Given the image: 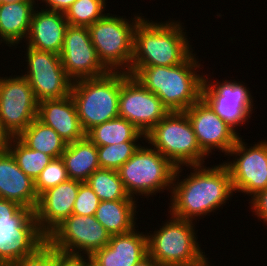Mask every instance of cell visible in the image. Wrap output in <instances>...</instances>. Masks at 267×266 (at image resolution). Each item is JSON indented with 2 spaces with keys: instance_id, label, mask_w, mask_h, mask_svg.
<instances>
[{
  "instance_id": "obj_22",
  "label": "cell",
  "mask_w": 267,
  "mask_h": 266,
  "mask_svg": "<svg viewBox=\"0 0 267 266\" xmlns=\"http://www.w3.org/2000/svg\"><path fill=\"white\" fill-rule=\"evenodd\" d=\"M137 229L125 234L111 235L109 243L92 257L101 266H135L148 255L147 232Z\"/></svg>"
},
{
  "instance_id": "obj_1",
  "label": "cell",
  "mask_w": 267,
  "mask_h": 266,
  "mask_svg": "<svg viewBox=\"0 0 267 266\" xmlns=\"http://www.w3.org/2000/svg\"><path fill=\"white\" fill-rule=\"evenodd\" d=\"M185 167L193 169L186 178L179 180L182 167L176 168L173 178L169 204V214L173 217L194 222L196 218L216 212L233 196L231 175L224 163Z\"/></svg>"
},
{
  "instance_id": "obj_10",
  "label": "cell",
  "mask_w": 267,
  "mask_h": 266,
  "mask_svg": "<svg viewBox=\"0 0 267 266\" xmlns=\"http://www.w3.org/2000/svg\"><path fill=\"white\" fill-rule=\"evenodd\" d=\"M0 76V130L18 137L37 118L38 102L22 75Z\"/></svg>"
},
{
  "instance_id": "obj_39",
  "label": "cell",
  "mask_w": 267,
  "mask_h": 266,
  "mask_svg": "<svg viewBox=\"0 0 267 266\" xmlns=\"http://www.w3.org/2000/svg\"><path fill=\"white\" fill-rule=\"evenodd\" d=\"M135 266H161V265L158 262H156L151 256L147 255Z\"/></svg>"
},
{
  "instance_id": "obj_2",
  "label": "cell",
  "mask_w": 267,
  "mask_h": 266,
  "mask_svg": "<svg viewBox=\"0 0 267 266\" xmlns=\"http://www.w3.org/2000/svg\"><path fill=\"white\" fill-rule=\"evenodd\" d=\"M195 54L175 66H131L128 74L154 93L169 112L185 111L202 98L205 74L197 73L202 68Z\"/></svg>"
},
{
  "instance_id": "obj_38",
  "label": "cell",
  "mask_w": 267,
  "mask_h": 266,
  "mask_svg": "<svg viewBox=\"0 0 267 266\" xmlns=\"http://www.w3.org/2000/svg\"><path fill=\"white\" fill-rule=\"evenodd\" d=\"M73 259L80 266H101L99 262L96 259H94L92 256H79V257H73Z\"/></svg>"
},
{
  "instance_id": "obj_34",
  "label": "cell",
  "mask_w": 267,
  "mask_h": 266,
  "mask_svg": "<svg viewBox=\"0 0 267 266\" xmlns=\"http://www.w3.org/2000/svg\"><path fill=\"white\" fill-rule=\"evenodd\" d=\"M100 203V199L87 182H82L74 202V215L90 216L94 215Z\"/></svg>"
},
{
  "instance_id": "obj_42",
  "label": "cell",
  "mask_w": 267,
  "mask_h": 266,
  "mask_svg": "<svg viewBox=\"0 0 267 266\" xmlns=\"http://www.w3.org/2000/svg\"><path fill=\"white\" fill-rule=\"evenodd\" d=\"M19 1H25V0H2V3H15Z\"/></svg>"
},
{
  "instance_id": "obj_40",
  "label": "cell",
  "mask_w": 267,
  "mask_h": 266,
  "mask_svg": "<svg viewBox=\"0 0 267 266\" xmlns=\"http://www.w3.org/2000/svg\"><path fill=\"white\" fill-rule=\"evenodd\" d=\"M59 266H80L73 258L67 257Z\"/></svg>"
},
{
  "instance_id": "obj_32",
  "label": "cell",
  "mask_w": 267,
  "mask_h": 266,
  "mask_svg": "<svg viewBox=\"0 0 267 266\" xmlns=\"http://www.w3.org/2000/svg\"><path fill=\"white\" fill-rule=\"evenodd\" d=\"M69 179L64 160L61 157L52 159L35 180L38 197L48 189Z\"/></svg>"
},
{
  "instance_id": "obj_4",
  "label": "cell",
  "mask_w": 267,
  "mask_h": 266,
  "mask_svg": "<svg viewBox=\"0 0 267 266\" xmlns=\"http://www.w3.org/2000/svg\"><path fill=\"white\" fill-rule=\"evenodd\" d=\"M166 221L159 230L147 233L149 256L161 266H203L209 261L197 241L195 222L172 215Z\"/></svg>"
},
{
  "instance_id": "obj_37",
  "label": "cell",
  "mask_w": 267,
  "mask_h": 266,
  "mask_svg": "<svg viewBox=\"0 0 267 266\" xmlns=\"http://www.w3.org/2000/svg\"><path fill=\"white\" fill-rule=\"evenodd\" d=\"M46 4L45 9L65 13L76 0H38ZM48 7V8H47Z\"/></svg>"
},
{
  "instance_id": "obj_6",
  "label": "cell",
  "mask_w": 267,
  "mask_h": 266,
  "mask_svg": "<svg viewBox=\"0 0 267 266\" xmlns=\"http://www.w3.org/2000/svg\"><path fill=\"white\" fill-rule=\"evenodd\" d=\"M145 142L166 157L176 168L204 165L208 157L197 142L184 111L169 112L146 135Z\"/></svg>"
},
{
  "instance_id": "obj_7",
  "label": "cell",
  "mask_w": 267,
  "mask_h": 266,
  "mask_svg": "<svg viewBox=\"0 0 267 266\" xmlns=\"http://www.w3.org/2000/svg\"><path fill=\"white\" fill-rule=\"evenodd\" d=\"M137 15V16H136ZM134 15L131 21L126 16L110 15L88 26L91 41L102 64L110 72H129L133 58L134 29L145 16ZM132 22V23H131Z\"/></svg>"
},
{
  "instance_id": "obj_8",
  "label": "cell",
  "mask_w": 267,
  "mask_h": 266,
  "mask_svg": "<svg viewBox=\"0 0 267 266\" xmlns=\"http://www.w3.org/2000/svg\"><path fill=\"white\" fill-rule=\"evenodd\" d=\"M175 171L176 167L159 151L141 145L118 173L127 194L136 199L135 195L149 198L164 190L170 192Z\"/></svg>"
},
{
  "instance_id": "obj_14",
  "label": "cell",
  "mask_w": 267,
  "mask_h": 266,
  "mask_svg": "<svg viewBox=\"0 0 267 266\" xmlns=\"http://www.w3.org/2000/svg\"><path fill=\"white\" fill-rule=\"evenodd\" d=\"M118 106L119 117L128 120L144 135L169 113L154 93L127 72H121Z\"/></svg>"
},
{
  "instance_id": "obj_12",
  "label": "cell",
  "mask_w": 267,
  "mask_h": 266,
  "mask_svg": "<svg viewBox=\"0 0 267 266\" xmlns=\"http://www.w3.org/2000/svg\"><path fill=\"white\" fill-rule=\"evenodd\" d=\"M242 139L240 135L227 155L229 158L234 156V160L223 163L231 175L234 193L241 192L253 197L267 189V140L249 147Z\"/></svg>"
},
{
  "instance_id": "obj_15",
  "label": "cell",
  "mask_w": 267,
  "mask_h": 266,
  "mask_svg": "<svg viewBox=\"0 0 267 266\" xmlns=\"http://www.w3.org/2000/svg\"><path fill=\"white\" fill-rule=\"evenodd\" d=\"M59 55L66 74L73 82L98 78L110 72L100 61L86 26L68 25Z\"/></svg>"
},
{
  "instance_id": "obj_19",
  "label": "cell",
  "mask_w": 267,
  "mask_h": 266,
  "mask_svg": "<svg viewBox=\"0 0 267 266\" xmlns=\"http://www.w3.org/2000/svg\"><path fill=\"white\" fill-rule=\"evenodd\" d=\"M0 198L14 201L33 211L39 198L35 181L20 169L7 148L0 152Z\"/></svg>"
},
{
  "instance_id": "obj_36",
  "label": "cell",
  "mask_w": 267,
  "mask_h": 266,
  "mask_svg": "<svg viewBox=\"0 0 267 266\" xmlns=\"http://www.w3.org/2000/svg\"><path fill=\"white\" fill-rule=\"evenodd\" d=\"M251 212L255 213L258 220H263V223L267 224V189L261 190L253 197L249 198Z\"/></svg>"
},
{
  "instance_id": "obj_43",
  "label": "cell",
  "mask_w": 267,
  "mask_h": 266,
  "mask_svg": "<svg viewBox=\"0 0 267 266\" xmlns=\"http://www.w3.org/2000/svg\"><path fill=\"white\" fill-rule=\"evenodd\" d=\"M209 263V264H208ZM203 266H211L210 265V261H208L207 263H205Z\"/></svg>"
},
{
  "instance_id": "obj_25",
  "label": "cell",
  "mask_w": 267,
  "mask_h": 266,
  "mask_svg": "<svg viewBox=\"0 0 267 266\" xmlns=\"http://www.w3.org/2000/svg\"><path fill=\"white\" fill-rule=\"evenodd\" d=\"M61 158L70 179L86 182L100 168L97 146L87 137L68 143Z\"/></svg>"
},
{
  "instance_id": "obj_5",
  "label": "cell",
  "mask_w": 267,
  "mask_h": 266,
  "mask_svg": "<svg viewBox=\"0 0 267 266\" xmlns=\"http://www.w3.org/2000/svg\"><path fill=\"white\" fill-rule=\"evenodd\" d=\"M121 72L74 81L71 88L78 118L85 133L93 127L119 117Z\"/></svg>"
},
{
  "instance_id": "obj_3",
  "label": "cell",
  "mask_w": 267,
  "mask_h": 266,
  "mask_svg": "<svg viewBox=\"0 0 267 266\" xmlns=\"http://www.w3.org/2000/svg\"><path fill=\"white\" fill-rule=\"evenodd\" d=\"M183 27L176 20L157 23L142 18L134 29L131 66H175L183 63L194 52Z\"/></svg>"
},
{
  "instance_id": "obj_11",
  "label": "cell",
  "mask_w": 267,
  "mask_h": 266,
  "mask_svg": "<svg viewBox=\"0 0 267 266\" xmlns=\"http://www.w3.org/2000/svg\"><path fill=\"white\" fill-rule=\"evenodd\" d=\"M25 77L33 89L37 102L61 99L71 94L73 81L68 77L59 54L26 48Z\"/></svg>"
},
{
  "instance_id": "obj_29",
  "label": "cell",
  "mask_w": 267,
  "mask_h": 266,
  "mask_svg": "<svg viewBox=\"0 0 267 266\" xmlns=\"http://www.w3.org/2000/svg\"><path fill=\"white\" fill-rule=\"evenodd\" d=\"M86 182L100 201L134 199L127 194L118 171L99 168L89 176Z\"/></svg>"
},
{
  "instance_id": "obj_33",
  "label": "cell",
  "mask_w": 267,
  "mask_h": 266,
  "mask_svg": "<svg viewBox=\"0 0 267 266\" xmlns=\"http://www.w3.org/2000/svg\"><path fill=\"white\" fill-rule=\"evenodd\" d=\"M66 258L46 239L32 253L25 255L14 266H59Z\"/></svg>"
},
{
  "instance_id": "obj_21",
  "label": "cell",
  "mask_w": 267,
  "mask_h": 266,
  "mask_svg": "<svg viewBox=\"0 0 267 266\" xmlns=\"http://www.w3.org/2000/svg\"><path fill=\"white\" fill-rule=\"evenodd\" d=\"M34 10L26 37V46L60 54L68 22L62 12L42 9ZM37 10V11H36Z\"/></svg>"
},
{
  "instance_id": "obj_30",
  "label": "cell",
  "mask_w": 267,
  "mask_h": 266,
  "mask_svg": "<svg viewBox=\"0 0 267 266\" xmlns=\"http://www.w3.org/2000/svg\"><path fill=\"white\" fill-rule=\"evenodd\" d=\"M105 1L76 0L64 13L68 25L86 27L92 25L107 14Z\"/></svg>"
},
{
  "instance_id": "obj_41",
  "label": "cell",
  "mask_w": 267,
  "mask_h": 266,
  "mask_svg": "<svg viewBox=\"0 0 267 266\" xmlns=\"http://www.w3.org/2000/svg\"><path fill=\"white\" fill-rule=\"evenodd\" d=\"M7 136L0 130V152L6 148Z\"/></svg>"
},
{
  "instance_id": "obj_16",
  "label": "cell",
  "mask_w": 267,
  "mask_h": 266,
  "mask_svg": "<svg viewBox=\"0 0 267 266\" xmlns=\"http://www.w3.org/2000/svg\"><path fill=\"white\" fill-rule=\"evenodd\" d=\"M200 149L209 156L214 149L226 156L240 137L231 126L221 119L213 109L201 98L185 111Z\"/></svg>"
},
{
  "instance_id": "obj_18",
  "label": "cell",
  "mask_w": 267,
  "mask_h": 266,
  "mask_svg": "<svg viewBox=\"0 0 267 266\" xmlns=\"http://www.w3.org/2000/svg\"><path fill=\"white\" fill-rule=\"evenodd\" d=\"M46 239L34 213L25 222L0 224V266H14Z\"/></svg>"
},
{
  "instance_id": "obj_31",
  "label": "cell",
  "mask_w": 267,
  "mask_h": 266,
  "mask_svg": "<svg viewBox=\"0 0 267 266\" xmlns=\"http://www.w3.org/2000/svg\"><path fill=\"white\" fill-rule=\"evenodd\" d=\"M138 141H127L119 144L97 146L100 168L118 171L141 146Z\"/></svg>"
},
{
  "instance_id": "obj_17",
  "label": "cell",
  "mask_w": 267,
  "mask_h": 266,
  "mask_svg": "<svg viewBox=\"0 0 267 266\" xmlns=\"http://www.w3.org/2000/svg\"><path fill=\"white\" fill-rule=\"evenodd\" d=\"M81 183L69 179L39 196L34 214L40 231L46 237L72 214Z\"/></svg>"
},
{
  "instance_id": "obj_27",
  "label": "cell",
  "mask_w": 267,
  "mask_h": 266,
  "mask_svg": "<svg viewBox=\"0 0 267 266\" xmlns=\"http://www.w3.org/2000/svg\"><path fill=\"white\" fill-rule=\"evenodd\" d=\"M86 137L96 146L138 141L145 135L128 120L117 117L90 129Z\"/></svg>"
},
{
  "instance_id": "obj_35",
  "label": "cell",
  "mask_w": 267,
  "mask_h": 266,
  "mask_svg": "<svg viewBox=\"0 0 267 266\" xmlns=\"http://www.w3.org/2000/svg\"><path fill=\"white\" fill-rule=\"evenodd\" d=\"M34 211L20 204L0 198V224L25 222Z\"/></svg>"
},
{
  "instance_id": "obj_20",
  "label": "cell",
  "mask_w": 267,
  "mask_h": 266,
  "mask_svg": "<svg viewBox=\"0 0 267 266\" xmlns=\"http://www.w3.org/2000/svg\"><path fill=\"white\" fill-rule=\"evenodd\" d=\"M37 119L53 128L67 144L86 137L71 95L39 102Z\"/></svg>"
},
{
  "instance_id": "obj_28",
  "label": "cell",
  "mask_w": 267,
  "mask_h": 266,
  "mask_svg": "<svg viewBox=\"0 0 267 266\" xmlns=\"http://www.w3.org/2000/svg\"><path fill=\"white\" fill-rule=\"evenodd\" d=\"M6 148L13 155L20 169L34 181L53 159L41 151L30 149L18 137H8Z\"/></svg>"
},
{
  "instance_id": "obj_26",
  "label": "cell",
  "mask_w": 267,
  "mask_h": 266,
  "mask_svg": "<svg viewBox=\"0 0 267 266\" xmlns=\"http://www.w3.org/2000/svg\"><path fill=\"white\" fill-rule=\"evenodd\" d=\"M18 138L30 149L41 151L53 159L60 158L67 142L51 127L35 118Z\"/></svg>"
},
{
  "instance_id": "obj_9",
  "label": "cell",
  "mask_w": 267,
  "mask_h": 266,
  "mask_svg": "<svg viewBox=\"0 0 267 266\" xmlns=\"http://www.w3.org/2000/svg\"><path fill=\"white\" fill-rule=\"evenodd\" d=\"M111 235L94 215L71 214L48 236L53 247L66 257L92 256L109 243Z\"/></svg>"
},
{
  "instance_id": "obj_24",
  "label": "cell",
  "mask_w": 267,
  "mask_h": 266,
  "mask_svg": "<svg viewBox=\"0 0 267 266\" xmlns=\"http://www.w3.org/2000/svg\"><path fill=\"white\" fill-rule=\"evenodd\" d=\"M136 202L135 199L100 201L94 217L110 235L128 233L137 228Z\"/></svg>"
},
{
  "instance_id": "obj_23",
  "label": "cell",
  "mask_w": 267,
  "mask_h": 266,
  "mask_svg": "<svg viewBox=\"0 0 267 266\" xmlns=\"http://www.w3.org/2000/svg\"><path fill=\"white\" fill-rule=\"evenodd\" d=\"M37 0L0 4V44L16 46L25 40ZM3 39V40H2Z\"/></svg>"
},
{
  "instance_id": "obj_13",
  "label": "cell",
  "mask_w": 267,
  "mask_h": 266,
  "mask_svg": "<svg viewBox=\"0 0 267 266\" xmlns=\"http://www.w3.org/2000/svg\"><path fill=\"white\" fill-rule=\"evenodd\" d=\"M206 75L203 81L202 99L238 133L236 130L238 126L246 124L251 118L252 111L255 110L253 97L248 87L236 80L226 79L222 83L217 80L212 82L209 75Z\"/></svg>"
}]
</instances>
